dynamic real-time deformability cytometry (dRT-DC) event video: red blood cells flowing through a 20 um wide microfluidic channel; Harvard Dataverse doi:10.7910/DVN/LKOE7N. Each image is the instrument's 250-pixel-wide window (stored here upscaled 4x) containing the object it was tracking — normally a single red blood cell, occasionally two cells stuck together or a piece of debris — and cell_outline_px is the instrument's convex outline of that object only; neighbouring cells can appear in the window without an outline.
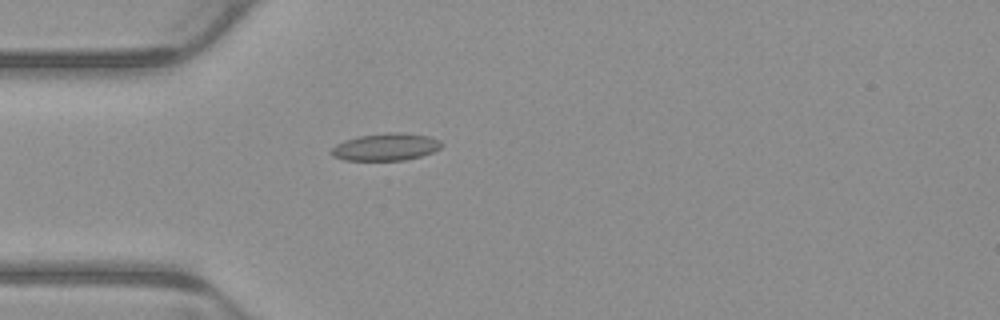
{"species": "common noctule bat (a hibernating species)", "species_latin": "Nyctalus noctula", "temperature_condition": "warm", "stored_images_in_passage": 4, "camera_frame_rate_fps": 3000, "um_per_image_px": 0.085, "animal": {"sex": "male", "body_mass_g": 23.1, "forearm_length_mm": 52.7}, "frame": {"image": 1, "passage_image": 4, "time_ms": 1.0, "image_size_px": [1000, 320], "cell_outline_px": [[444, 144], [440, 148], [432, 152], [420, 156], [404, 160], [344, 160], [332, 156], [332, 148], [336, 144], [344, 140], [356, 136], [388, 132], [400, 132], [428, 136], [440, 140]], "centroid_in_image_um": [32.79, 12.48], "position_along_channel_um": 52.2, "area_um2": 17.57}}